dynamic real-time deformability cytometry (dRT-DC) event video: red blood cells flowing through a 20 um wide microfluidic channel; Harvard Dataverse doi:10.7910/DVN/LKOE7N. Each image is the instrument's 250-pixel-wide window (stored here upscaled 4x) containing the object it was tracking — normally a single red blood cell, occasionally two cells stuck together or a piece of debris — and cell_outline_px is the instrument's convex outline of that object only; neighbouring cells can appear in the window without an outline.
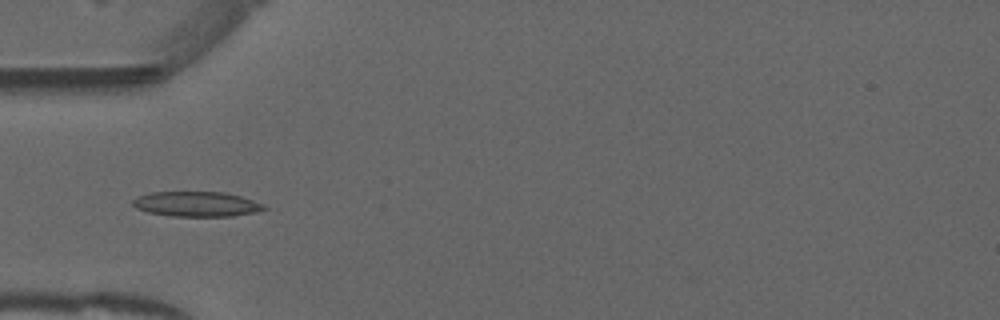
{"species": "common noctule bat (a hibernating species)", "species_latin": "Nyctalus noctula", "temperature_condition": "warm", "stored_images_in_passage": 36, "camera_frame_rate_fps": 3000, "um_per_image_px": 0.085, "animal": {"sex": "male", "forearm_length_mm": 52.5}, "frame": {"image": 1, "passage_image": 1, "time_ms": 0.0, "image_size_px": [1000, 320], "cell_outline_px": [[268, 208], [256, 212], [232, 216], [172, 216], [148, 212], [136, 208], [132, 204], [132, 200], [148, 192], [224, 192], [240, 196], [264, 204]], "centroid_in_image_um": [16.71, 17.34], "position_along_channel_um": 68.3, "area_um2": 19.07}}
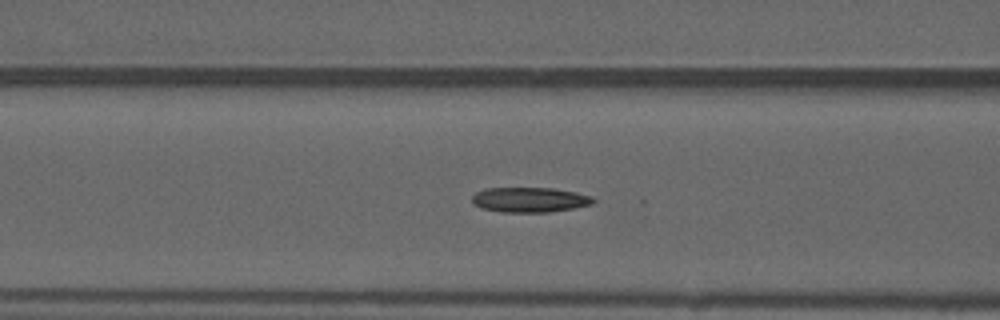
{"frame": {"image": 2, "passage_image": 5, "time_ms": 1.333, "image_size_px": [1000, 320], "cell_outline_px": [[596, 200], [592, 204], [572, 208], [548, 212], [500, 212], [484, 208], [476, 204], [472, 200], [472, 196], [476, 192], [484, 188], [552, 188], [576, 192], [592, 196]], "centroid_in_image_um": [45.04, 16.97], "position_along_channel_um": 121.6, "area_um2": 17.51}}
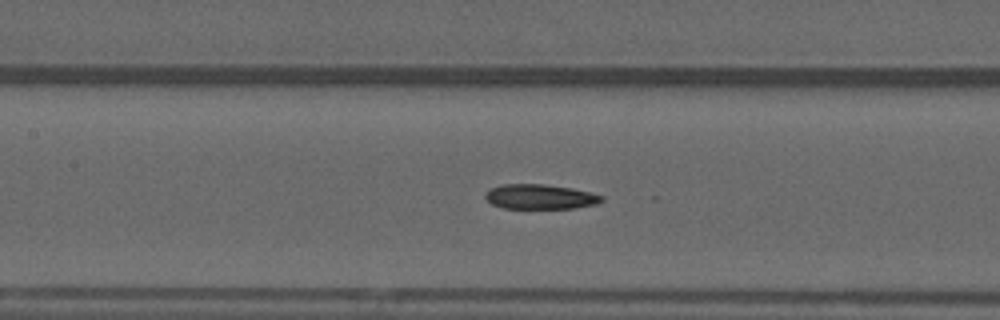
{"frame": {"image": 3, "passage_image": 8, "time_ms": 2.333, "image_size_px": [1000, 320], "cell_outline_px": [[604, 200], [596, 204], [572, 208], [504, 208], [492, 204], [484, 196], [492, 188], [504, 184], [544, 184], [572, 188], [604, 196]], "centroid_in_image_um": [45.93, 16.72], "position_along_channel_um": 161.5, "area_um2": 16.59}, "authors_computed_cell_mechanics": {"area_um2": 17.2822, "velocity_mm_per_s": 3.9629, "shape_relaxation_time_tau1_ms": null, "shape_relaxation_time_tau2_ms": 9.3322, "deformation_change_tau1": null, "deformation_change_tau2": 0.1573}}